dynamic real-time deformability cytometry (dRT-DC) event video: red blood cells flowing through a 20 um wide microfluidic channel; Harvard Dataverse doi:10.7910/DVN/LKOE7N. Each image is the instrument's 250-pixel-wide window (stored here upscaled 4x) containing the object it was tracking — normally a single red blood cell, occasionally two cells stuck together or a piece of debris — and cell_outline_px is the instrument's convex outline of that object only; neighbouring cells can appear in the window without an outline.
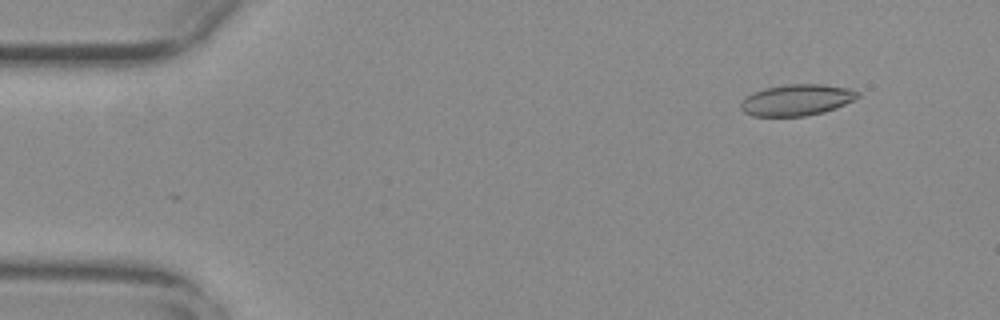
{"species": "common noctule bat (a hibernating species)", "species_latin": "Nyctalus noctula", "temperature_condition": "warm", "stored_images_in_passage": 56, "camera_frame_rate_fps": 3000, "um_per_image_px": 0.085, "animal": {"sex": "female", "body_mass_g": 29.2, "forearm_length_mm": 56.3}, "frame": {"image": 1, "passage_image": 6, "time_ms": 1.667, "image_size_px": [1000, 320], "cell_outline_px": [[860, 96], [836, 108], [824, 112], [804, 116], [752, 116], [744, 112], [740, 108], [740, 104], [752, 92], [764, 88], [784, 84], [824, 84], [848, 88], [860, 92]], "centroid_in_image_um": [67.72, 8.49], "position_along_channel_um": 17.3, "area_um2": 21.33}}
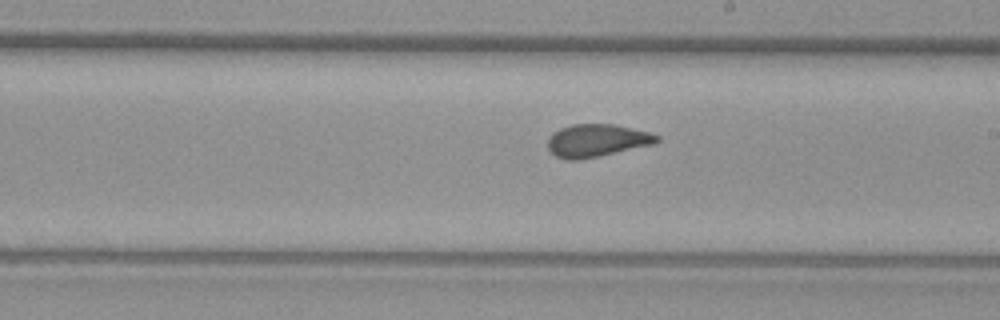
{"frame": {"image": 2, "passage_image": 32, "time_ms": 10.333, "image_size_px": [1000, 320], "cell_outline_px": [[660, 140], [652, 144], [580, 160], [564, 160], [556, 156], [548, 148], [548, 136], [552, 132], [560, 128], [572, 124], [616, 124], [648, 132], [660, 136]], "centroid_in_image_um": [50.69, 11.93], "position_along_channel_um": 238.3, "area_um2": 20.75}}
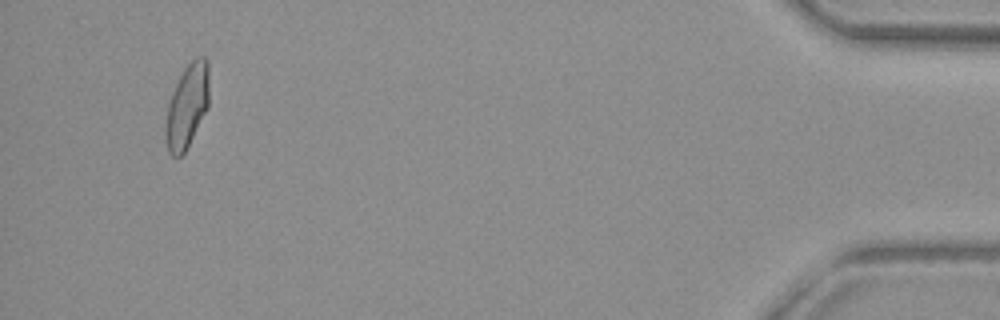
{"frame": {"image": 3, "passage_image": 53, "time_ms": 17.333, "image_size_px": [1000, 320], "cell_outline_px": [[208, 108], [184, 152], [180, 156], [172, 156], [168, 152], [164, 136], [164, 128], [168, 104], [172, 92], [184, 68], [196, 56], [204, 56], [208, 60]], "centroid_in_image_um": [15.89, 9.01], "position_along_channel_um": 419.3, "area_um2": 21.21}, "authors_computed_cell_mechanics": {"area_um2": 21.1259, "velocity_mm_per_s": 3.7341, "shape_relaxation_time_tau1_ms": 7.9253, "shape_relaxation_time_tau2_ms": 0.9003, "deformation_change_tau1": 0.1755, "deformation_change_tau2": 0.0682}}